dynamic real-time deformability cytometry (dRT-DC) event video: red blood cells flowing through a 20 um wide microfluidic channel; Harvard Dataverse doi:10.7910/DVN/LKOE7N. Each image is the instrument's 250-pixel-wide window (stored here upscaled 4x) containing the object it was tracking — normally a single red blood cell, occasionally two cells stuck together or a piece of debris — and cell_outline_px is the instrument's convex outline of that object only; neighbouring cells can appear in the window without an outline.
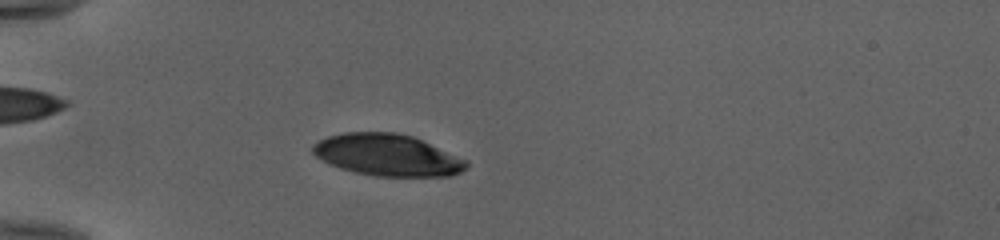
{"species": "human", "species_latin": "Homo sapiens", "temperature_condition": "cold", "stored_images_in_passage": 50, "camera_frame_rate_fps": 3000, "um_per_image_px": 0.085, "donor": {"sex": "female"}, "frame": {"image": 1, "passage_image": 14, "time_ms": 4.333, "image_size_px": [1000, 240], "cell_outline_px": [[468, 168], [452, 176], [376, 176], [352, 172], [328, 164], [316, 156], [312, 152], [312, 144], [328, 136], [344, 132], [396, 132], [412, 136], [468, 160]], "centroid_in_image_um": [32.92, 13.18], "position_along_channel_um": 52.1, "area_um2": 37.51}}
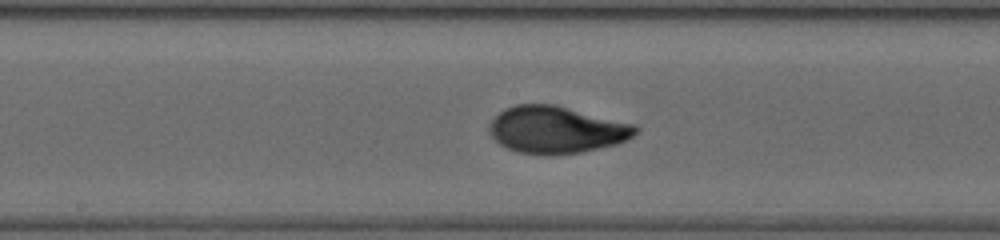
{"frame": {"image": 2, "passage_image": 27, "time_ms": 8.667, "image_size_px": [1000, 240], "cell_outline_px": [[640, 132], [628, 140], [616, 144], [580, 152], [548, 156], [544, 156], [520, 152], [508, 148], [500, 144], [488, 132], [488, 124], [504, 108], [516, 104], [556, 104], [636, 124], [640, 128]], "centroid_in_image_um": [47.33, 11.02], "position_along_channel_um": 200.9, "area_um2": 40.63}}
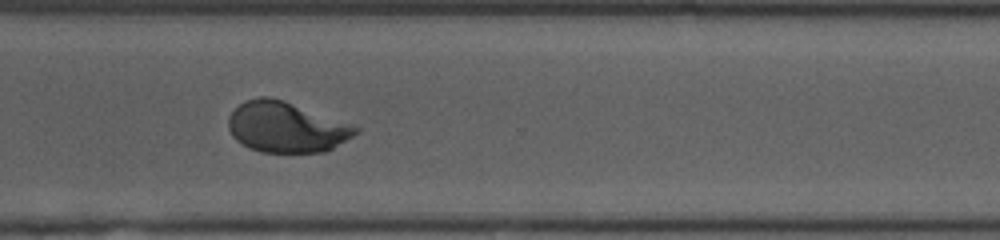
{"frame": {"image": 3, "passage_image": 38, "time_ms": 12.333, "image_size_px": [1000, 240], "cell_outline_px": [[360, 132], [332, 148], [324, 152], [260, 152], [248, 148], [236, 140], [232, 136], [228, 128], [228, 116], [244, 100], [260, 96], [268, 96], [284, 100], [360, 128]], "centroid_in_image_um": [24.28, 10.81], "position_along_channel_um": 346.3, "area_um2": 37.28}, "authors_computed_cell_mechanics": {"area_um2": 37.57, "velocity_mm_per_s": 3.9715, "shape_relaxation_time_tau1_ms": 4.3928, "shape_relaxation_time_tau2_ms": null, "deformation_change_tau1": 0.1916, "deformation_change_tau2": null}}